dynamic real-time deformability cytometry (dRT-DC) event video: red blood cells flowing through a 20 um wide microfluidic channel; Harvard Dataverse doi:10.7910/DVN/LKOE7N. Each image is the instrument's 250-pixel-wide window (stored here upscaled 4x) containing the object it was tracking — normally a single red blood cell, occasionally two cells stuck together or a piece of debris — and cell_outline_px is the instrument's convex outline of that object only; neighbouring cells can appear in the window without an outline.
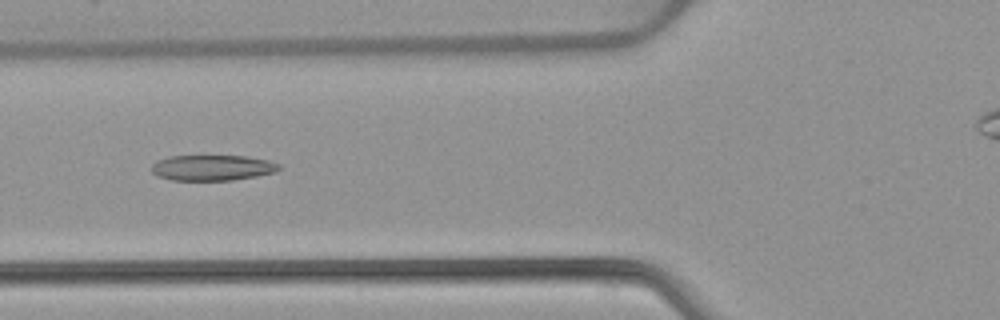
{"species": "common noctule bat (a hibernating species)", "species_latin": "Nyctalus noctula", "temperature_condition": "warm", "stored_images_in_passage": 47, "camera_frame_rate_fps": 3000, "um_per_image_px": 0.085, "animal": {"sex": "female", "body_mass_g": 22.7, "forearm_length_mm": 54.2}, "frame": {"image": 1, "passage_image": 20, "time_ms": 6.333, "image_size_px": [1000, 320], "cell_outline_px": [[280, 168], [276, 172], [256, 176], [232, 180], [172, 180], [156, 176], [152, 172], [152, 164], [156, 160], [168, 156], [200, 152], [248, 156], [268, 160], [280, 164]], "centroid_in_image_um": [18.0, 14.19], "position_along_channel_um": 107.8, "area_um2": 20.29}}
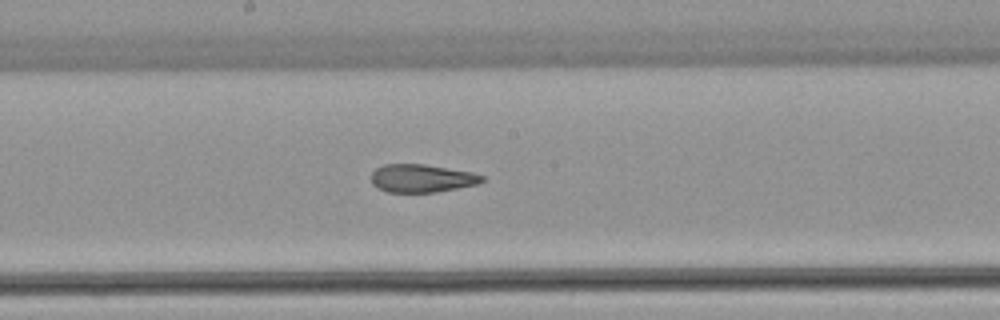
{"frame": {"image": 2, "passage_image": 28, "time_ms": 9.0, "image_size_px": [1000, 320], "cell_outline_px": [[484, 180], [480, 184], [436, 192], [388, 192], [376, 188], [372, 184], [372, 172], [376, 168], [384, 164], [424, 164], [472, 172], [484, 176]], "centroid_in_image_um": [35.85, 15.16], "position_along_channel_um": 212.3, "area_um2": 18.21}}
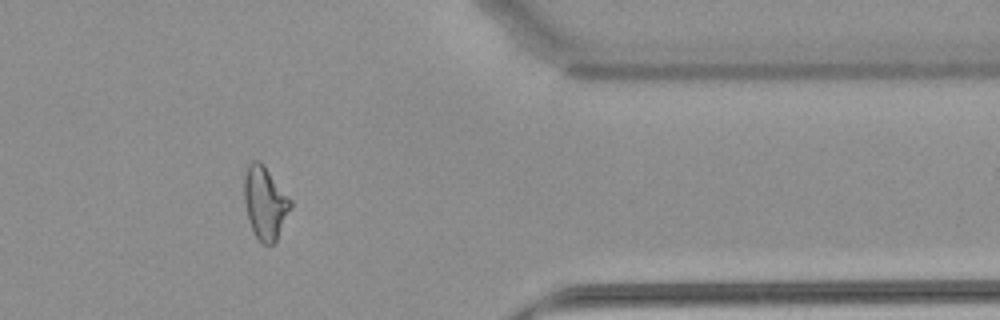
{"frame": {"image": 3, "passage_image": 43, "time_ms": 14.0, "image_size_px": [1000, 320], "cell_outline_px": [[292, 204], [276, 240], [272, 244], [264, 244], [256, 236], [248, 220], [244, 204], [244, 176], [248, 164], [252, 160], [260, 160], [292, 200]], "centroid_in_image_um": [22.51, 17.2], "position_along_channel_um": 388.9, "area_um2": 19.48}}